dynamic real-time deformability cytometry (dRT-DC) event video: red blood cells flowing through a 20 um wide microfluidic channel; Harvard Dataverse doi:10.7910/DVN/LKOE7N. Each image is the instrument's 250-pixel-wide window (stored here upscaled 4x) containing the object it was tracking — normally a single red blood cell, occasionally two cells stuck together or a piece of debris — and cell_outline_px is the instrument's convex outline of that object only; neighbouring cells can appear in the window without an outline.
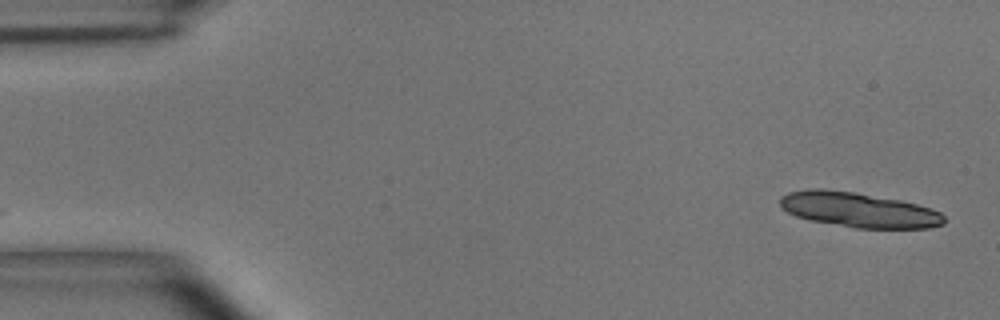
{"species": "common noctule bat (a hibernating species)", "species_latin": "Nyctalus noctula", "temperature_condition": "room temperature", "stored_images_in_passage": 13, "camera_frame_rate_fps": 3000, "um_per_image_px": 0.085, "animal": {"sex": "male", "body_mass_g": 15.6}, "frame": {"image": 1, "passage_image": 1, "time_ms": 0.0, "image_size_px": [1000, 320], "cell_outline_px": [[944, 224], [928, 228], [856, 228], [812, 220], [796, 216], [788, 212], [780, 204], [780, 196], [788, 192], [808, 188], [820, 188], [852, 192], [900, 200], [916, 204], [940, 212], [944, 216]], "centroid_in_image_um": [72.97, 17.83], "position_along_channel_um": 12.0, "area_um2": 33.06}}